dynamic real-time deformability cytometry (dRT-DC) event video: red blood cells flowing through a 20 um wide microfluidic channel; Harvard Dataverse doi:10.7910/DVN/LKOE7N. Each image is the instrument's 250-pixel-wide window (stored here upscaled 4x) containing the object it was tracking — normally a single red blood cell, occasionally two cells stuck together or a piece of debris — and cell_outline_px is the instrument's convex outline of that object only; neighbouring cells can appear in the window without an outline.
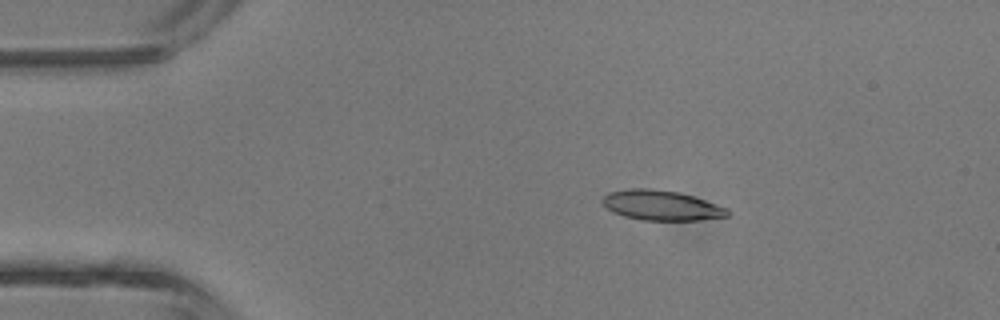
{"species": "common noctule bat (a hibernating species)", "species_latin": "Nyctalus noctula", "temperature_condition": "room temperature", "stored_images_in_passage": 4, "camera_frame_rate_fps": 3000, "um_per_image_px": 0.085, "animal": {"sex": "male", "body_mass_g": 13.3}, "frame": {"image": 1, "passage_image": 2, "time_ms": 2.0, "image_size_px": [1000, 320], "cell_outline_px": [[728, 216], [700, 220], [644, 220], [624, 216], [612, 212], [600, 200], [608, 192], [628, 188], [648, 188], [680, 192], [728, 208]], "centroid_in_image_um": [56.18, 17.45], "position_along_channel_um": 28.8, "area_um2": 21.79}}
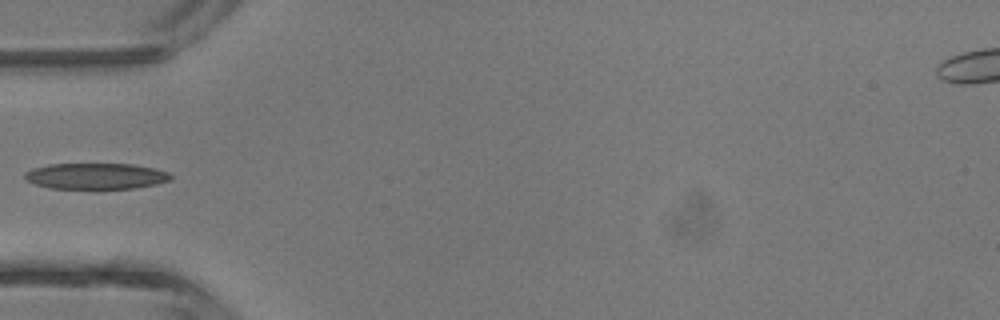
{"frame": {"image": 2, "passage_image": 4, "time_ms": 4.333, "image_size_px": [1000, 320], "cell_outline_px": [[172, 180], [156, 184], [136, 188], [48, 188], [36, 184], [28, 180], [24, 176], [24, 172], [32, 168], [48, 164], [132, 164], [152, 168], [168, 172], [172, 176]], "centroid_in_image_um": [8.15, 14.96], "position_along_channel_um": 76.9, "area_um2": 22.02}}